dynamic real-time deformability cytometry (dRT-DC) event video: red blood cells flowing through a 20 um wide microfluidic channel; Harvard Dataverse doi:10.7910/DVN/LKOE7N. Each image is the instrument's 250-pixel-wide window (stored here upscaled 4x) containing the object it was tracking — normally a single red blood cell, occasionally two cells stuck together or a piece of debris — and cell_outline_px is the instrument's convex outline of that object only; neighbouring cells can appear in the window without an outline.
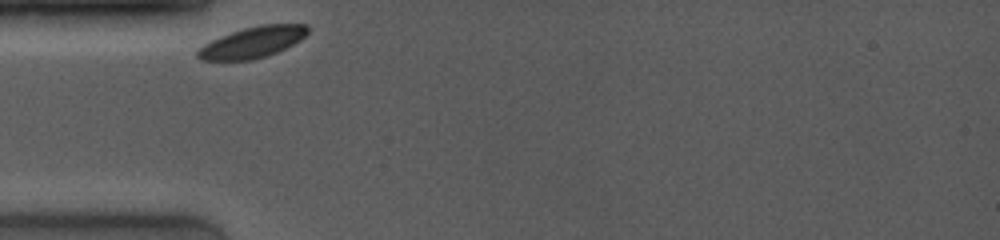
{"species": "common noctule bat (a hibernating species)", "species_latin": "Nyctalus noctula", "temperature_condition": "room temperature", "stored_images_in_passage": 39, "camera_frame_rate_fps": 4000, "um_per_image_px": 0.085, "animal": {"sex": "female", "body_mass_g": 19.0, "forearm_length_mm": 53.3}, "frame": {"image": 1, "passage_image": 1, "time_ms": 0.0, "image_size_px": [1000, 240], "cell_outline_px": [[308, 32], [300, 40], [276, 52], [252, 60], [200, 60], [196, 56], [196, 52], [204, 44], [220, 36], [244, 28], [260, 24], [308, 24]], "centroid_in_image_um": [21.45, 3.59], "position_along_channel_um": 63.6, "area_um2": 19.71}}
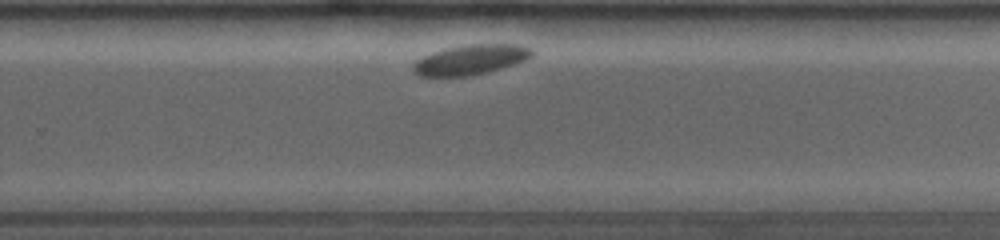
{"frame": {"image": 2, "passage_image": 27, "time_ms": 6.5, "image_size_px": [1000, 240], "cell_outline_px": [[536, 52], [532, 56], [524, 60], [512, 64], [472, 76], [416, 76], [412, 72], [412, 64], [416, 60], [432, 52], [464, 44], [524, 44], [532, 48]], "centroid_in_image_um": [39.99, 5.06], "position_along_channel_um": 289.8, "area_um2": 20.87}}
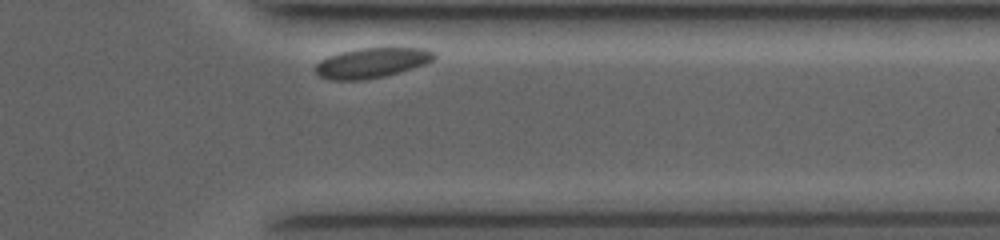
{"frame": {"image": 3, "passage_image": 37, "time_ms": 9.0, "image_size_px": [1000, 240], "cell_outline_px": [[436, 56], [432, 60], [424, 64], [400, 72], [384, 76], [364, 80], [332, 80], [320, 76], [316, 72], [316, 64], [320, 60], [328, 56], [340, 52], [360, 48], [424, 48], [436, 52]], "centroid_in_image_um": [31.6, 5.34], "position_along_channel_um": 379.8, "area_um2": 20.69}}